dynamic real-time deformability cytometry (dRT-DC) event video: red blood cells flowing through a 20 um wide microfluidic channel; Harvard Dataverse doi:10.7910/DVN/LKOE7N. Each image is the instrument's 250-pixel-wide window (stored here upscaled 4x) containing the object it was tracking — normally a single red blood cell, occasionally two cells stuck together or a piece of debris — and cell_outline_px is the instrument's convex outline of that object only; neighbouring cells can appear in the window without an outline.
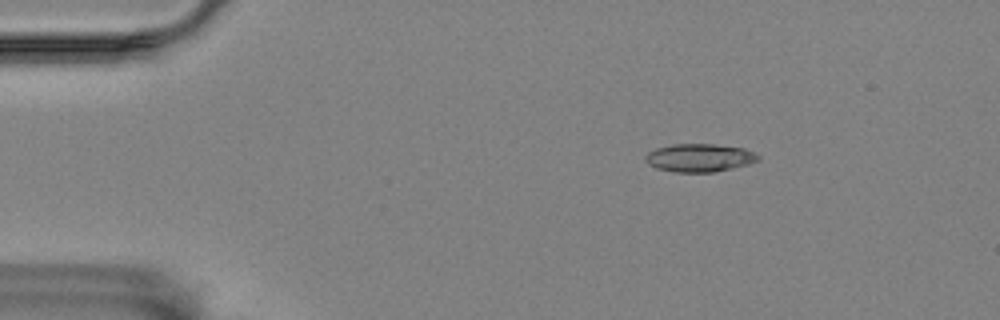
{"species": "Egyptian fruit bat (a non-hibernating species)", "species_latin": "Rousettus aegyptiacus", "temperature_condition": "room temperature", "stored_images_in_passage": 4, "camera_frame_rate_fps": 3000, "um_per_image_px": 0.085, "animal": {"sex": "female"}, "frame": {"image": 1, "passage_image": 1, "time_ms": 0.0, "image_size_px": [1000, 320], "cell_outline_px": [[760, 160], [748, 164], [716, 172], [676, 172], [656, 168], [648, 164], [644, 160], [644, 156], [648, 152], [656, 148], [672, 144], [712, 144], [744, 148], [760, 156]], "centroid_in_image_um": [59.43, 13.41], "position_along_channel_um": 25.6, "area_um2": 18.5}}